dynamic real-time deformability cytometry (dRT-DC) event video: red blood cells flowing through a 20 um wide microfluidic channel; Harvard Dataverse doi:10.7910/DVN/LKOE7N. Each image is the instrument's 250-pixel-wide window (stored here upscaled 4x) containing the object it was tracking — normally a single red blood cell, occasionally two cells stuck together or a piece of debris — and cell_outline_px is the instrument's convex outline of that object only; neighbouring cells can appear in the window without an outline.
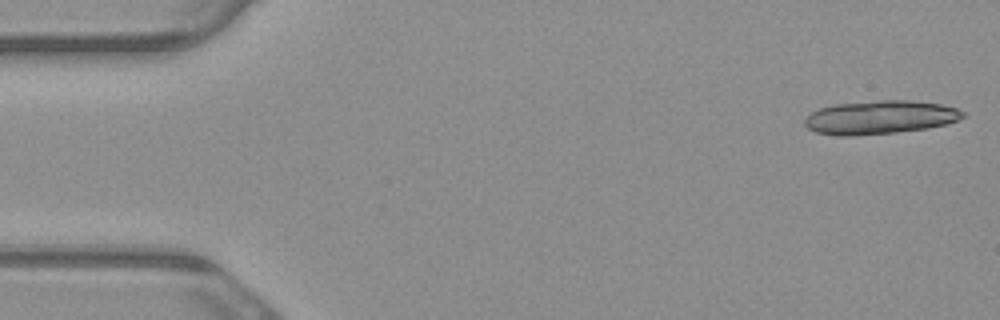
{"species": "common noctule bat (a hibernating species)", "species_latin": "Nyctalus noctula", "temperature_condition": "warm", "stored_images_in_passage": 4, "camera_frame_rate_fps": 3000, "um_per_image_px": 0.085, "animal": {"sex": "male", "body_mass_g": 23.1, "forearm_length_mm": 52.7}, "frame": {"image": 1, "passage_image": 1, "time_ms": 0.0, "image_size_px": [1000, 320], "cell_outline_px": [[964, 116], [948, 124], [928, 128], [896, 132], [852, 136], [836, 136], [816, 132], [808, 128], [804, 124], [804, 120], [812, 112], [820, 108], [836, 104], [876, 100], [908, 100], [940, 104], [956, 108], [964, 112]], "centroid_in_image_um": [74.79, 9.98], "position_along_channel_um": 10.2, "area_um2": 30.87}}